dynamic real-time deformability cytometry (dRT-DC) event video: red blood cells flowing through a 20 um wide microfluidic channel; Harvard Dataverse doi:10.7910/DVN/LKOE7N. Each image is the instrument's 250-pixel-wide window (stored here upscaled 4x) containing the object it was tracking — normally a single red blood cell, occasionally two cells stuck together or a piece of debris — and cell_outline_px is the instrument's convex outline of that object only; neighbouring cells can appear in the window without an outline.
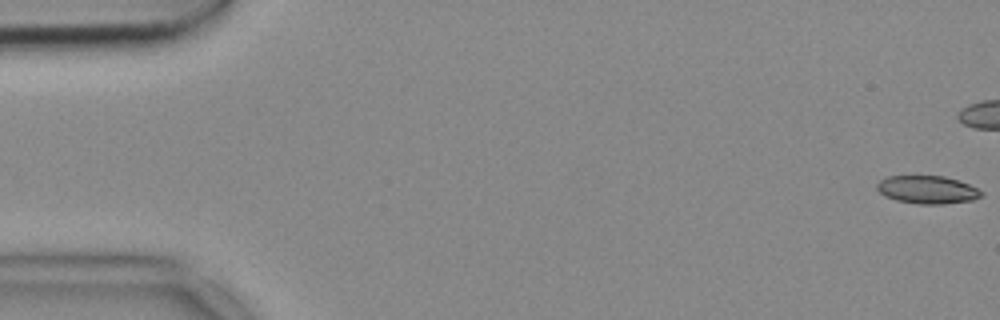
{"species": "common noctule bat (a hibernating species)", "species_latin": "Nyctalus noctula", "temperature_condition": "cold", "stored_images_in_passage": 43, "camera_frame_rate_fps": 3000, "um_per_image_px": 0.085, "animal": {"sex": "female", "body_mass_g": 18.4}, "frame": {"image": 1, "passage_image": 1, "time_ms": 0.0, "image_size_px": [1000, 320], "cell_outline_px": [[984, 196], [972, 200], [944, 204], [920, 204], [896, 200], [884, 196], [876, 188], [876, 184], [880, 180], [888, 176], [944, 176], [968, 184], [984, 192]], "centroid_in_image_um": [78.83, 16.13], "position_along_channel_um": 6.2, "area_um2": 16.99}}
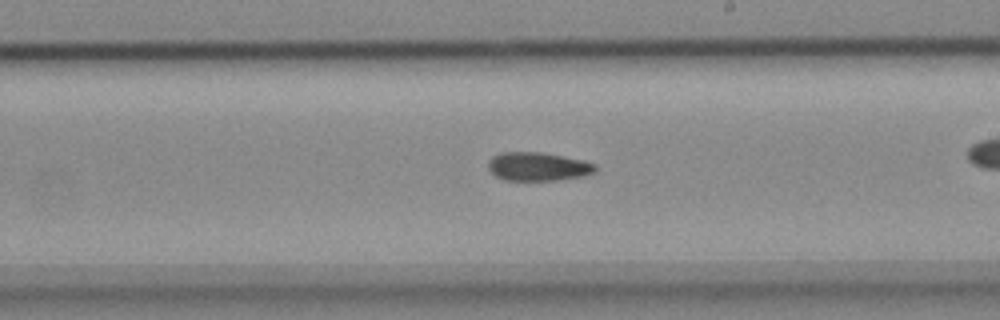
{"frame": {"image": 2, "passage_image": 31, "time_ms": 10.0, "image_size_px": [1000, 320], "cell_outline_px": [[596, 172], [584, 176], [556, 180], [504, 180], [496, 176], [488, 168], [488, 160], [492, 156], [500, 152], [540, 152], [584, 160], [596, 164]], "centroid_in_image_um": [45.73, 14.15], "position_along_channel_um": 243.3, "area_um2": 17.92}}
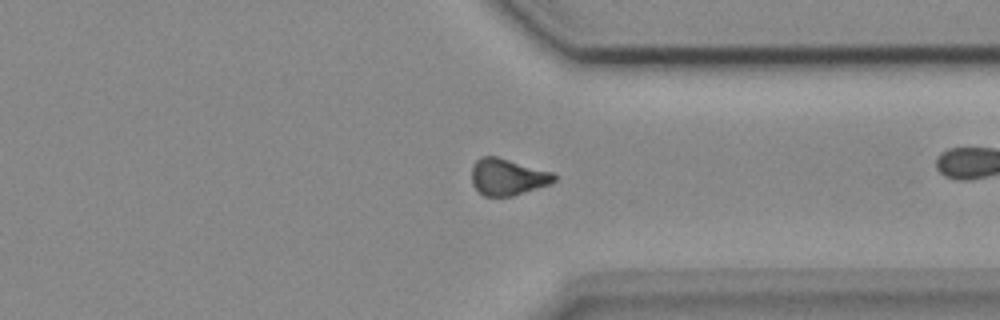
{"frame": {"image": 3, "passage_image": 41, "time_ms": 13.333, "image_size_px": [1000, 320], "cell_outline_px": [[556, 180], [548, 184], [512, 196], [484, 196], [472, 184], [472, 164], [480, 156], [496, 156], [552, 172], [556, 176]], "centroid_in_image_um": [43.1, 15.03], "position_along_channel_um": 368.3, "area_um2": 17.4}}